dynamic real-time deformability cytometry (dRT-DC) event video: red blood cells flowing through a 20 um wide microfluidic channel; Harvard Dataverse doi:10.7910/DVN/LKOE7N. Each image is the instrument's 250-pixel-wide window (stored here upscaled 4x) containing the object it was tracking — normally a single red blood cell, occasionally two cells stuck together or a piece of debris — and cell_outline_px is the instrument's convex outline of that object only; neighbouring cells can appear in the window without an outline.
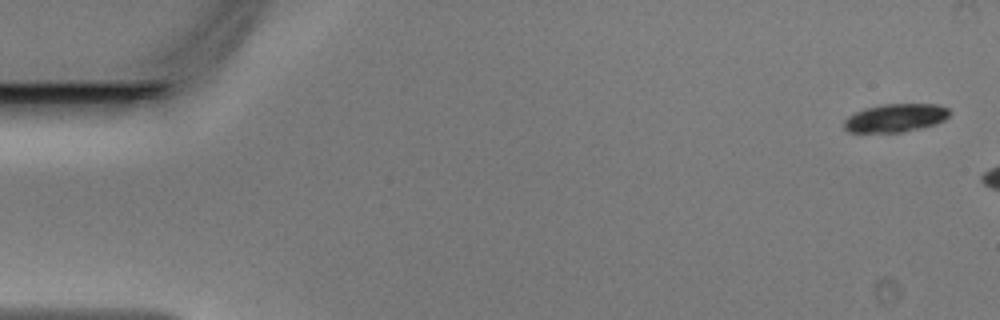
{"species": "Egyptian fruit bat (a non-hibernating species)", "species_latin": "Rousettus aegyptiacus", "temperature_condition": "warm", "stored_images_in_passage": 11, "camera_frame_rate_fps": 3000, "um_per_image_px": 0.085, "animal": {"sex": "male"}, "frame": {"image": 1, "passage_image": 2, "time_ms": 0.333, "image_size_px": [1000, 320], "cell_outline_px": [[952, 112], [944, 120], [936, 124], [920, 128], [900, 132], [848, 132], [844, 128], [844, 120], [848, 116], [864, 108], [884, 104], [936, 104], [948, 108]], "centroid_in_image_um": [76.13, 10.02], "position_along_channel_um": 8.9, "area_um2": 17.34}}